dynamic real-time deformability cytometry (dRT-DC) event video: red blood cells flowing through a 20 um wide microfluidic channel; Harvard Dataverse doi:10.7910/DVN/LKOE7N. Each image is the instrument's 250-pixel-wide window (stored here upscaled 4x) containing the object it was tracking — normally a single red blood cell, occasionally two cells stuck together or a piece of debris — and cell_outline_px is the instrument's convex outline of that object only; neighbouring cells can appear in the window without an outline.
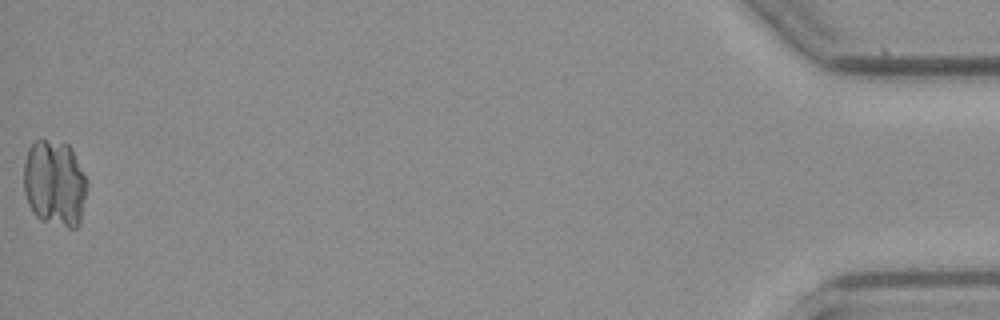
{"species": "common noctule bat (a hibernating species)", "species_latin": "Nyctalus noctula", "temperature_condition": "cold", "stored_images_in_passage": 39, "camera_frame_rate_fps": 3000, "um_per_image_px": 0.085, "animal": {"sex": "female", "body_mass_g": 21.9}, "frame": {"image": 1, "passage_image": 39, "time_ms": 12.667, "image_size_px": [1000, 320], "cell_outline_px": [[88, 188], [80, 224], [76, 228], [68, 228], [40, 220], [32, 212], [28, 204], [24, 192], [24, 164], [28, 148], [32, 140], [44, 140], [68, 144], [72, 148], [88, 180]], "centroid_in_image_um": [4.67, 15.59], "position_along_channel_um": 430.5, "area_um2": 32.54}}